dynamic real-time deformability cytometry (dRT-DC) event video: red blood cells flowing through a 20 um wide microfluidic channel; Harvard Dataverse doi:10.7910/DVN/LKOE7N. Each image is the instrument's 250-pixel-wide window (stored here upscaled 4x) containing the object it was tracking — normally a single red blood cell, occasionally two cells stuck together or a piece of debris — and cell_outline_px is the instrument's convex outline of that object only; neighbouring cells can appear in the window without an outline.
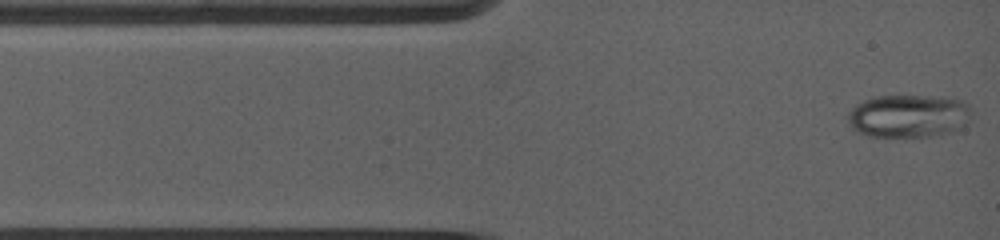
{"species": "common noctule bat (a hibernating species)", "species_latin": "Nyctalus noctula", "temperature_condition": "warm", "stored_images_in_passage": 50, "camera_frame_rate_fps": 5000, "um_per_image_px": 0.085, "animal": {"sex": "female", "body_mass_g": 19.0, "forearm_length_mm": 53.3}, "frame": {"image": 1, "passage_image": 1, "time_ms": 0.0, "image_size_px": [1000, 240], "cell_outline_px": [[972, 112], [968, 120], [964, 124], [952, 132], [932, 136], [868, 136], [856, 132], [848, 124], [848, 112], [856, 104], [864, 100], [876, 96], [944, 96], [960, 100], [968, 104]], "centroid_in_image_um": [77.21, 9.85], "position_along_channel_um": 7.8, "area_um2": 31.1}}
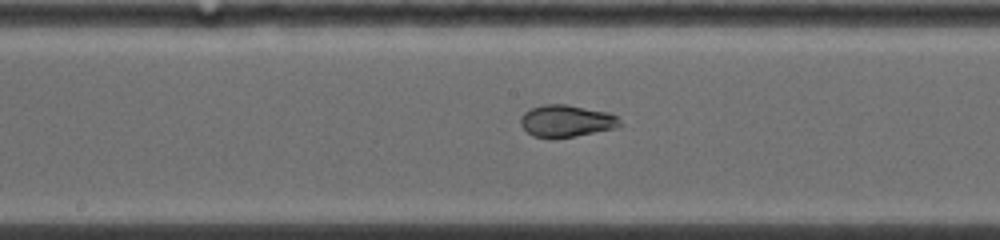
{"frame": {"image": 2, "passage_image": 19, "time_ms": 6.0, "image_size_px": [1000, 240], "cell_outline_px": [[620, 124], [616, 128], [576, 136], [532, 136], [520, 124], [520, 116], [524, 112], [532, 108], [544, 104], [568, 104], [608, 112], [616, 116], [620, 120]], "centroid_in_image_um": [48.14, 10.25], "position_along_channel_um": 200.1, "area_um2": 18.21}}
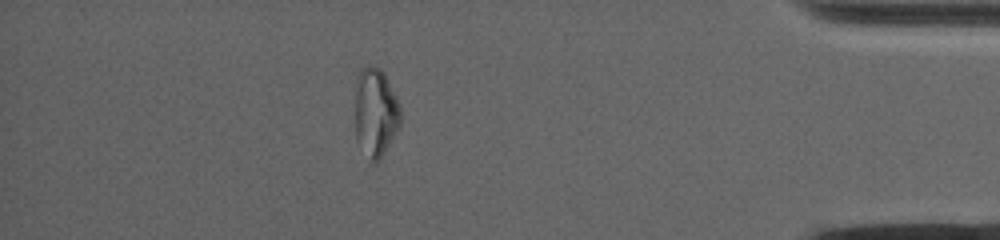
{"frame": {"image": 3, "passage_image": 39, "time_ms": 12.4, "image_size_px": [1000, 240], "cell_outline_px": [[400, 128], [380, 160], [372, 164], [368, 160], [356, 140], [356, 80], [360, 68], [364, 64], [368, 64], [380, 68], [384, 72], [400, 104]], "centroid_in_image_um": [31.93, 9.56], "position_along_channel_um": 403.3, "area_um2": 24.04}}